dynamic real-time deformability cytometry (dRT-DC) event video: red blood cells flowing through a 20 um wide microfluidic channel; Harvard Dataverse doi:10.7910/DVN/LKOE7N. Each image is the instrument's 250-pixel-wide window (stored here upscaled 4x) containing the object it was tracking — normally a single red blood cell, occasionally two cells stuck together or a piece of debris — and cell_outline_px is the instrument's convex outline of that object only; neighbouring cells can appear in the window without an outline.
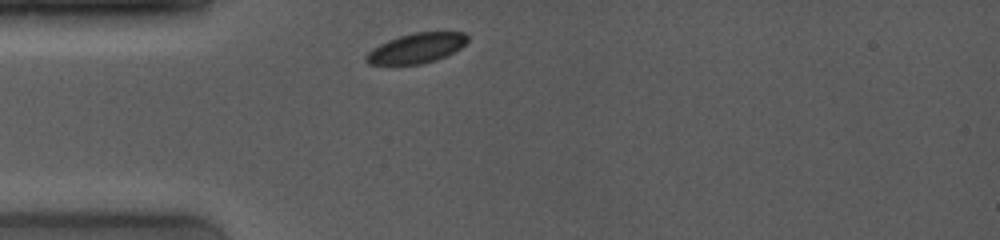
{"species": "common noctule bat (a hibernating species)", "species_latin": "Nyctalus noctula", "temperature_condition": "room temperature", "stored_images_in_passage": 30, "camera_frame_rate_fps": 4000, "um_per_image_px": 0.085, "animal": {"sex": "female", "body_mass_g": 19.0, "forearm_length_mm": 53.3}, "frame": {"image": 1, "passage_image": 1, "time_ms": 0.0, "image_size_px": [1000, 240], "cell_outline_px": [[468, 40], [460, 48], [436, 60], [420, 64], [368, 64], [364, 60], [364, 56], [372, 48], [388, 40], [400, 36], [416, 32], [464, 32], [468, 36]], "centroid_in_image_um": [35.37, 4.09], "position_along_channel_um": 49.6, "area_um2": 17.51}}
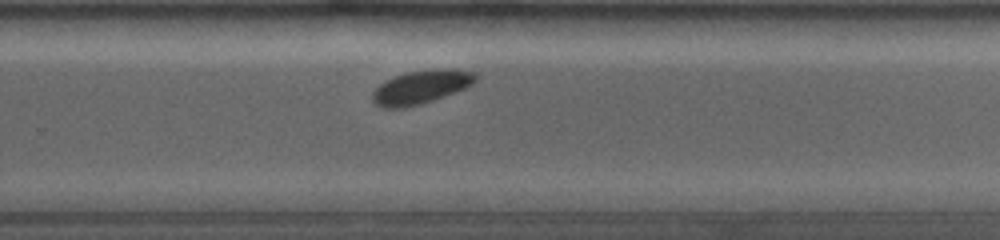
{"frame": {"image": 2, "passage_image": 20, "time_ms": 6.5, "image_size_px": [1000, 240], "cell_outline_px": [[476, 80], [472, 84], [464, 88], [432, 100], [420, 104], [404, 108], [380, 108], [372, 104], [372, 92], [380, 84], [396, 76], [408, 72], [432, 68], [444, 68], [476, 72]], "centroid_in_image_um": [35.74, 7.4], "position_along_channel_um": 294.1, "area_um2": 20.06}}
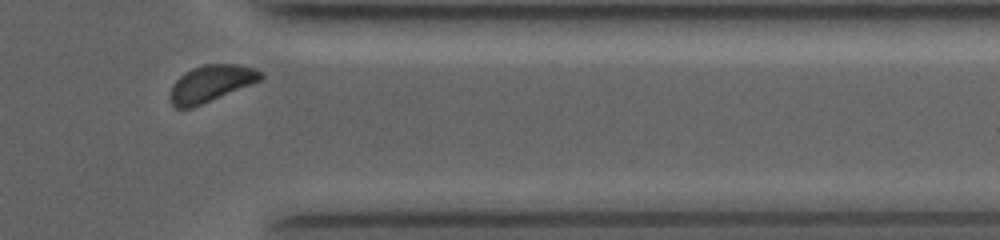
{"frame": {"image": 3, "passage_image": 28, "time_ms": 9.0, "image_size_px": [1000, 240], "cell_outline_px": [[264, 76], [260, 80], [252, 84], [192, 108], [176, 108], [172, 104], [172, 84], [184, 72], [192, 68], [204, 64], [236, 64], [256, 68], [264, 72]], "centroid_in_image_um": [17.98, 7.07], "position_along_channel_um": 393.4, "area_um2": 19.25}, "authors_computed_cell_mechanics": {"area_um2": 19.6231, "velocity_mm_per_s": 3.953, "shape_relaxation_time_tau1_ms": 0.5327, "shape_relaxation_time_tau2_ms": null, "deformation_change_tau1": 0.0543, "deformation_change_tau2": null}}